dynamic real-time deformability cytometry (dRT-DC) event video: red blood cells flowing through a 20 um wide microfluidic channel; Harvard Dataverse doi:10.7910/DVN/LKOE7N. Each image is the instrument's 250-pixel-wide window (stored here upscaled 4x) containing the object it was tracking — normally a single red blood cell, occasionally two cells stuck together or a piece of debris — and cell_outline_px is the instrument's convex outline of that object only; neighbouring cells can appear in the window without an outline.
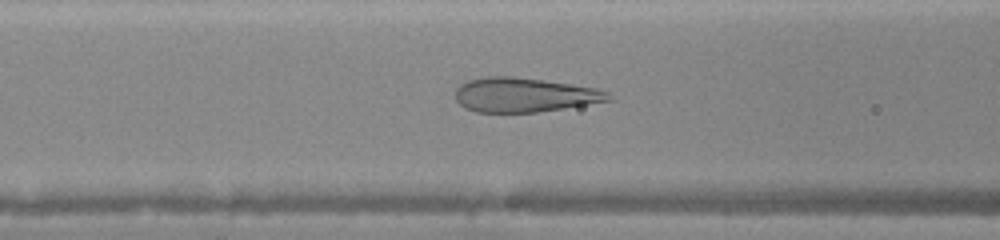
{"species": "human", "species_latin": "Homo sapiens", "temperature_condition": "warm", "stored_images_in_passage": 45, "camera_frame_rate_fps": 3000, "um_per_image_px": 0.085, "donor": {"sex": "female"}, "frame": {"image": 1, "passage_image": 19, "time_ms": 6.0, "image_size_px": [1000, 240], "cell_outline_px": [[612, 100], [564, 108], [536, 112], [476, 112], [464, 108], [456, 100], [456, 88], [460, 84], [468, 80], [484, 76], [512, 76], [544, 80], [596, 88], [608, 92]], "centroid_in_image_um": [44.53, 8.06], "position_along_channel_um": 122.1, "area_um2": 30.63}}
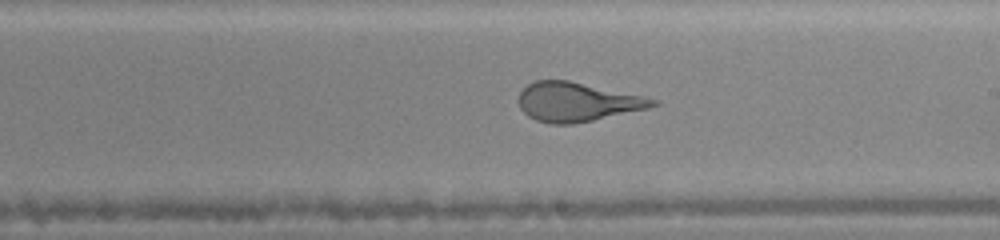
{"frame": {"image": 2, "passage_image": 27, "time_ms": 8.667, "image_size_px": [1000, 240], "cell_outline_px": [[660, 104], [648, 108], [592, 120], [572, 124], [548, 124], [536, 120], [528, 116], [520, 108], [520, 92], [528, 84], [536, 80], [568, 80], [644, 96], [660, 100]], "centroid_in_image_um": [49.07, 8.66], "position_along_channel_um": 239.9, "area_um2": 30.35}}
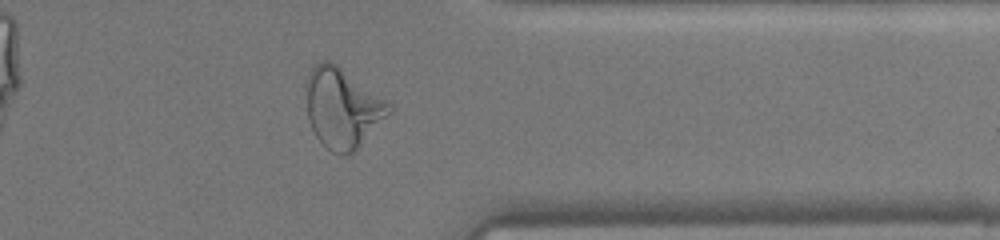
{"frame": {"image": 3, "passage_image": 37, "time_ms": 12.0, "image_size_px": [1000, 240], "cell_outline_px": [[392, 112], [352, 152], [332, 152], [316, 136], [308, 120], [304, 84], [308, 72], [320, 60], [332, 60], [388, 100], [392, 104]], "centroid_in_image_um": [29.09, 9.08], "position_along_channel_um": 382.3, "area_um2": 38.61}}